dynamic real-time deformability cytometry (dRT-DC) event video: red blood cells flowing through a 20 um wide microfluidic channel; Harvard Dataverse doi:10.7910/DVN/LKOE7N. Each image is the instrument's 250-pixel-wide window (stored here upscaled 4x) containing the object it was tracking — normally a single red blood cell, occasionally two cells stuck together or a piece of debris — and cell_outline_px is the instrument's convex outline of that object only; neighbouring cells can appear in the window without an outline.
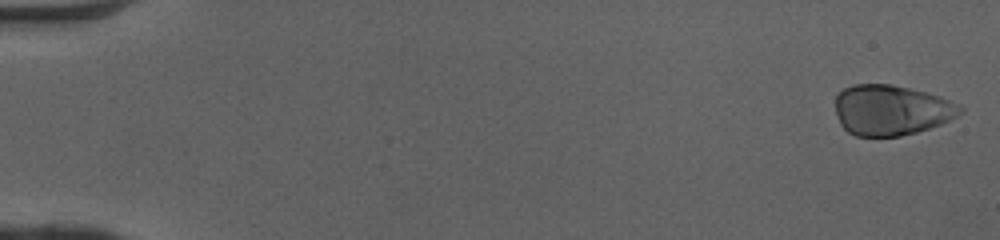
{"species": "human", "species_latin": "Homo sapiens", "temperature_condition": "cold", "stored_images_in_passage": 50, "camera_frame_rate_fps": 3000, "um_per_image_px": 0.085, "donor": {"sex": "female"}, "frame": {"image": 1, "passage_image": 1, "time_ms": 0.0, "image_size_px": [1000, 240], "cell_outline_px": [[964, 112], [940, 124], [916, 132], [900, 136], [856, 136], [848, 132], [840, 124], [836, 112], [836, 96], [844, 88], [852, 84], [892, 84], [924, 92], [948, 100], [964, 108]], "centroid_in_image_um": [75.72, 9.36], "position_along_channel_um": 9.3, "area_um2": 36.36}}
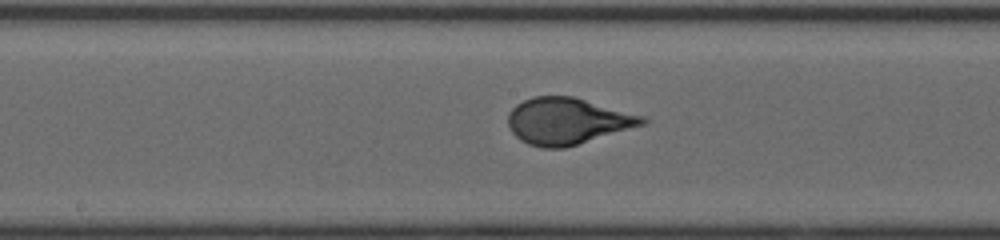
{"frame": {"image": 2, "passage_image": 27, "time_ms": 8.667, "image_size_px": [1000, 240], "cell_outline_px": [[648, 124], [564, 148], [540, 148], [528, 144], [520, 140], [512, 132], [508, 124], [508, 112], [516, 104], [532, 96], [572, 96], [644, 116], [648, 120]], "centroid_in_image_um": [48.23, 10.3], "position_along_channel_um": 200.0, "area_um2": 36.53}}
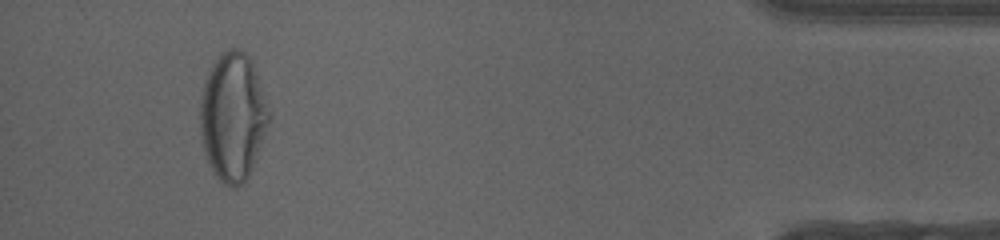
{"frame": {"image": 3, "passage_image": 47, "time_ms": 15.333, "image_size_px": [1000, 240], "cell_outline_px": [[268, 124], [252, 168], [248, 176], [240, 184], [224, 184], [212, 172], [208, 164], [200, 140], [200, 96], [204, 80], [212, 64], [224, 52], [232, 48], [240, 48], [252, 60], [268, 112]], "centroid_in_image_um": [19.74, 9.91], "position_along_channel_um": 415.5, "area_um2": 50.58}, "authors_computed_cell_mechanics": {"area_um2": 36.5296, "velocity_mm_per_s": 4.0883, "shape_relaxation_time_tau1_ms": 4.1045, "shape_relaxation_time_tau2_ms": null, "deformation_change_tau1": 0.2199, "deformation_change_tau2": null}}